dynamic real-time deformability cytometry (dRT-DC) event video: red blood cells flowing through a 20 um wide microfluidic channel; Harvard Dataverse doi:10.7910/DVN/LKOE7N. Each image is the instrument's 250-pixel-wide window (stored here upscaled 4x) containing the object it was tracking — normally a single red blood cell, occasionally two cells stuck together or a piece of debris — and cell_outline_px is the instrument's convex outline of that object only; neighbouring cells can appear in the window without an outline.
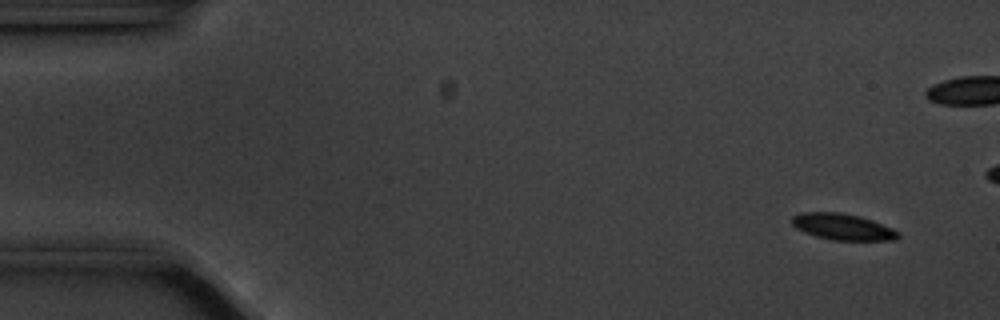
{"species": "common noctule bat (a hibernating species)", "species_latin": "Nyctalus noctula", "temperature_condition": "cold", "stored_images_in_passage": 11, "camera_frame_rate_fps": 3000, "um_per_image_px": 0.085, "animal": {"sex": "male", "body_mass_g": 20.1, "forearm_length_mm": 53.5}, "frame": {"image": 1, "passage_image": 2, "time_ms": 0.333, "image_size_px": [1000, 320], "cell_outline_px": [[900, 236], [896, 240], [832, 240], [816, 236], [804, 232], [796, 228], [792, 224], [792, 216], [800, 212], [840, 212], [860, 216], [872, 220], [892, 228], [900, 232]], "centroid_in_image_um": [71.63, 19.27], "position_along_channel_um": 13.4, "area_um2": 16.36}}